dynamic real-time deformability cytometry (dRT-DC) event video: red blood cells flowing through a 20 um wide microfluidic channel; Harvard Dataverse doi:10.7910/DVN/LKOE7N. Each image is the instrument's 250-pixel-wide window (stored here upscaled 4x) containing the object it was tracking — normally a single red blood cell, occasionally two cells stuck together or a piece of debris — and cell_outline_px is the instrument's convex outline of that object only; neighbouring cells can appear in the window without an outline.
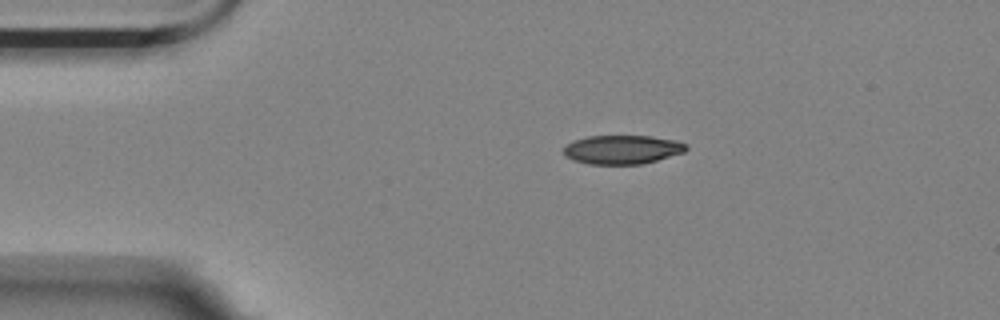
{"species": "Egyptian fruit bat (a non-hibernating species)", "species_latin": "Rousettus aegyptiacus", "temperature_condition": "room temperature", "stored_images_in_passage": 5, "camera_frame_rate_fps": 3000, "um_per_image_px": 0.085, "animal": {"sex": "female"}, "frame": {"image": 1, "passage_image": 5, "time_ms": 5.333, "image_size_px": [1000, 320], "cell_outline_px": [[688, 148], [684, 152], [656, 160], [640, 164], [588, 164], [572, 160], [564, 156], [564, 148], [572, 140], [588, 136], [652, 136], [676, 140], [688, 144]], "centroid_in_image_um": [52.88, 12.71], "position_along_channel_um": 32.1, "area_um2": 20.69}}